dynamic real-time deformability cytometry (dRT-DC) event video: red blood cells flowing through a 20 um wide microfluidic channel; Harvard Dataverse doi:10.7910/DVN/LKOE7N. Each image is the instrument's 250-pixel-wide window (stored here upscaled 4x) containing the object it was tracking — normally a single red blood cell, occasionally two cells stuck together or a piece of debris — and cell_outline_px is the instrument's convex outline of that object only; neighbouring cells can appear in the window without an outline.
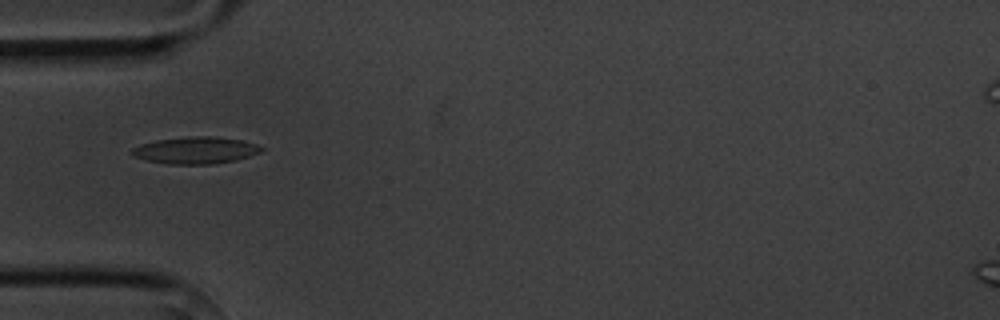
{"species": "common noctule bat (a hibernating species)", "species_latin": "Nyctalus noctula", "temperature_condition": "cold", "stored_images_in_passage": 5, "camera_frame_rate_fps": 3000, "um_per_image_px": 0.085, "animal": {"sex": "male", "body_mass_g": 20.1, "forearm_length_mm": 53.5}, "frame": {"image": 1, "passage_image": 4, "time_ms": 3.333, "image_size_px": [1000, 320], "cell_outline_px": [[264, 148], [260, 152], [236, 160], [212, 164], [168, 164], [148, 160], [132, 156], [128, 152], [132, 148], [140, 144], [156, 140], [188, 136], [212, 136], [244, 140], [256, 144]], "centroid_in_image_um": [16.59, 12.77], "position_along_channel_um": 68.4, "area_um2": 20.4}}
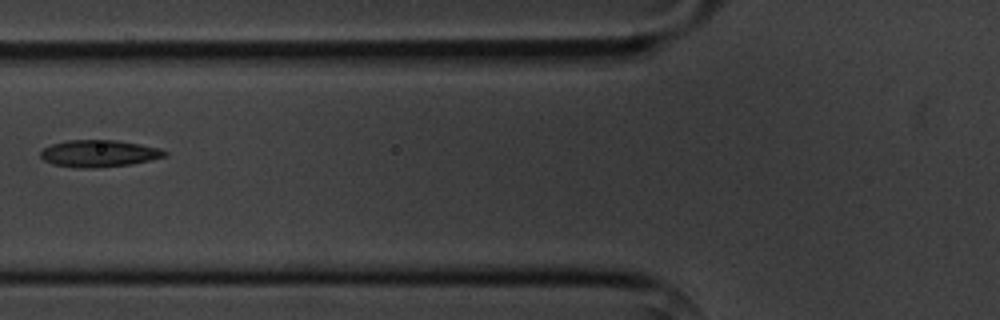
{"frame": {"image": 2, "passage_image": 5, "time_ms": 4.667, "image_size_px": [1000, 320], "cell_outline_px": [[168, 156], [132, 164], [96, 168], [76, 168], [52, 164], [44, 160], [40, 156], [40, 152], [44, 148], [52, 144], [68, 140], [116, 140], [140, 144], [160, 148], [168, 152]], "centroid_in_image_um": [8.43, 13.05], "position_along_channel_um": 117.4, "area_um2": 19.65}}